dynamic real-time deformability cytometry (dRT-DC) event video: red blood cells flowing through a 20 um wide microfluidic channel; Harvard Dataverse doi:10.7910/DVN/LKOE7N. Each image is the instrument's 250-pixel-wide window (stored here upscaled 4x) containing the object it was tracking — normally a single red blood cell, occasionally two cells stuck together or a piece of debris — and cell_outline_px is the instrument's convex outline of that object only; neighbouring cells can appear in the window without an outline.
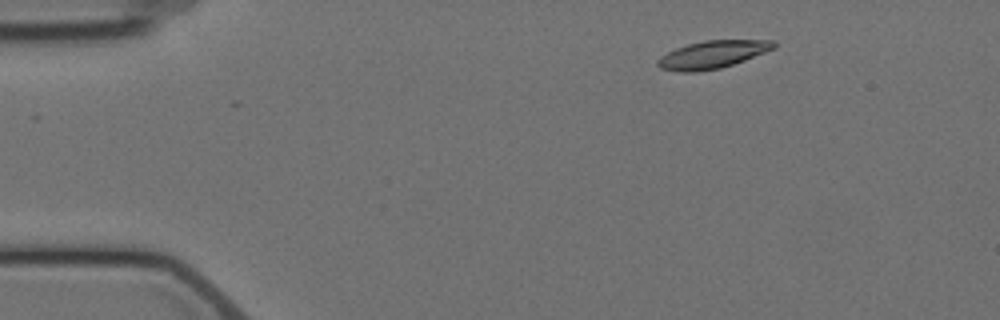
{"species": "Egyptian fruit bat (a non-hibernating species)", "species_latin": "Rousettus aegyptiacus", "temperature_condition": "cold", "stored_images_in_passage": 8, "camera_frame_rate_fps": 3000, "um_per_image_px": 0.085, "animal": {"sex": "female"}, "frame": {"image": 1, "passage_image": 2, "time_ms": 1.333, "image_size_px": [1000, 320], "cell_outline_px": [[776, 48], [744, 60], [720, 68], [696, 72], [680, 72], [660, 68], [656, 64], [656, 60], [660, 56], [676, 48], [688, 44], [704, 40], [776, 40]], "centroid_in_image_um": [60.55, 4.63], "position_along_channel_um": 24.5, "area_um2": 18.73}}
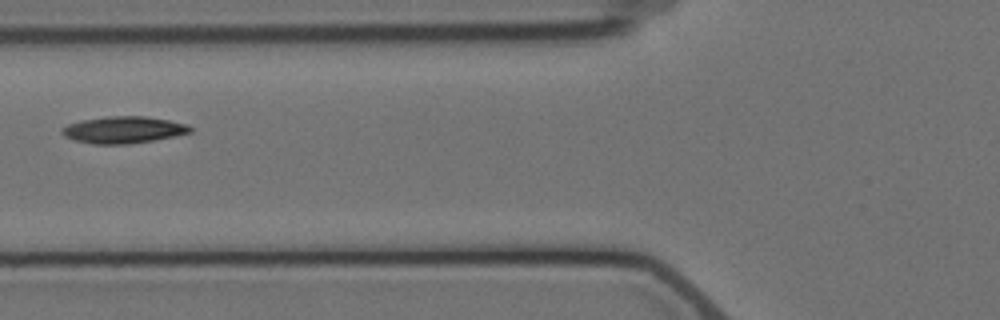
{"frame": {"image": 2, "passage_image": 6, "time_ms": 6.0, "image_size_px": [1000, 320], "cell_outline_px": [[192, 132], [152, 140], [128, 144], [92, 144], [72, 140], [64, 136], [60, 132], [60, 128], [68, 124], [80, 120], [108, 116], [144, 116], [168, 120], [188, 124], [192, 128]], "centroid_in_image_um": [10.43, 11.03], "position_along_channel_um": 115.4, "area_um2": 20.11}}
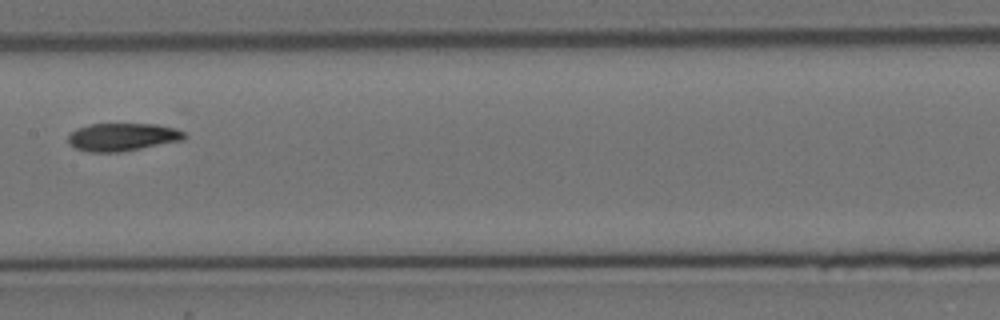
{"frame": {"image": 3, "passage_image": 8, "time_ms": 8.333, "image_size_px": [1000, 320], "cell_outline_px": [[188, 136], [184, 140], [120, 152], [88, 152], [76, 148], [68, 144], [68, 136], [76, 128], [88, 124], [156, 124], [176, 128], [184, 132]], "centroid_in_image_um": [10.41, 11.64], "position_along_channel_um": 197.0, "area_um2": 19.02}}